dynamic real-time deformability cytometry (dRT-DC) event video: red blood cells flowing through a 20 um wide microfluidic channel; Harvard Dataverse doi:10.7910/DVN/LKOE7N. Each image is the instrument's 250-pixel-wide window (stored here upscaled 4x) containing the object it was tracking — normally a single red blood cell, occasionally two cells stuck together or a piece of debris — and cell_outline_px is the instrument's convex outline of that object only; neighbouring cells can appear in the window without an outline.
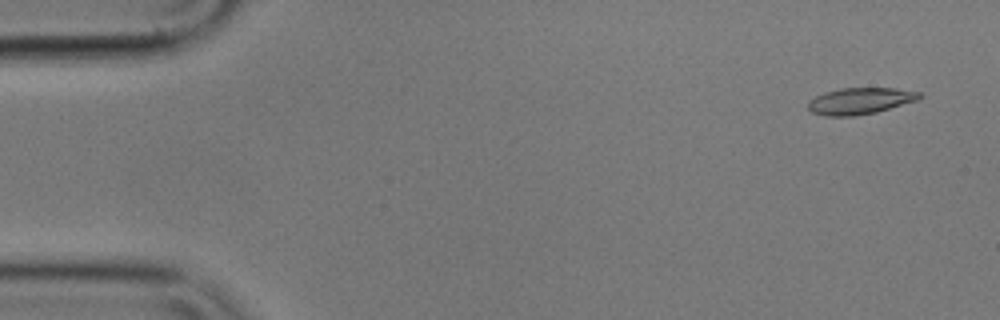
{"species": "common noctule bat (a hibernating species)", "species_latin": "Nyctalus noctula", "temperature_condition": "cold", "stored_images_in_passage": 56, "camera_frame_rate_fps": 3000, "um_per_image_px": 0.085, "animal": {"sex": "male", "body_mass_g": 17.9}, "frame": {"image": 1, "passage_image": 3, "time_ms": 0.667, "image_size_px": [1000, 320], "cell_outline_px": [[924, 96], [916, 100], [876, 112], [856, 116], [824, 116], [812, 112], [808, 108], [808, 100], [824, 92], [840, 88], [896, 88], [920, 92]], "centroid_in_image_um": [73.08, 8.58], "position_along_channel_um": 11.9, "area_um2": 17.22}}
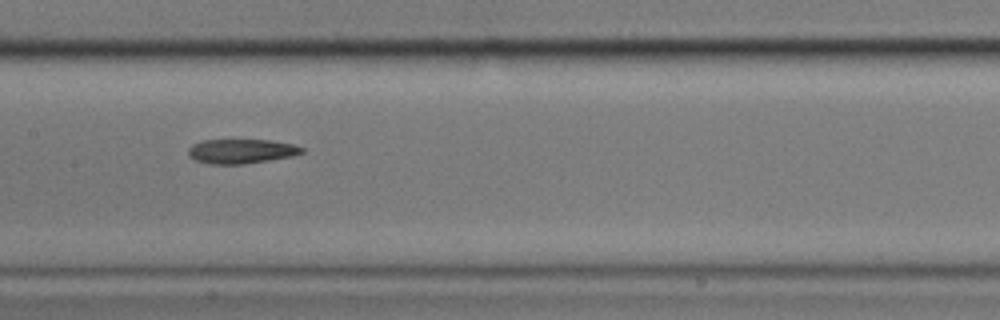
{"frame": {"image": 2, "passage_image": 27, "time_ms": 8.667, "image_size_px": [1000, 320], "cell_outline_px": [[304, 152], [292, 156], [244, 164], [208, 164], [192, 160], [188, 156], [188, 148], [192, 144], [204, 140], [272, 140], [292, 144], [304, 148]], "centroid_in_image_um": [20.46, 12.86], "position_along_channel_um": 186.9, "area_um2": 16.3}}
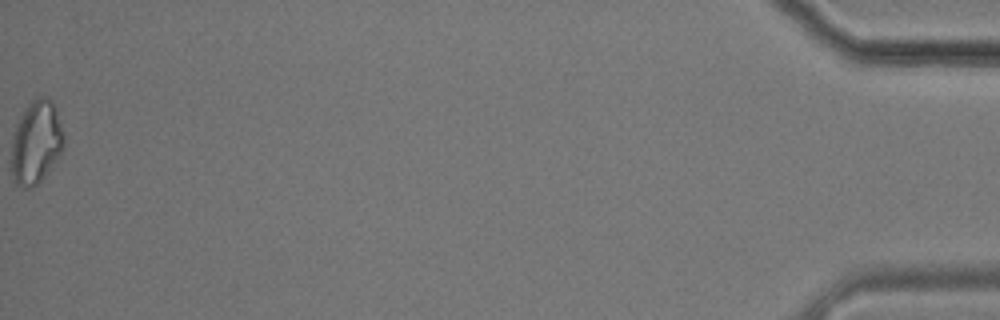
{"frame": {"image": 3, "passage_image": 56, "time_ms": 18.333, "image_size_px": [1000, 320], "cell_outline_px": [[64, 148], [60, 156], [44, 176], [36, 184], [28, 188], [24, 188], [16, 184], [12, 180], [12, 136], [16, 124], [24, 108], [36, 96], [48, 96], [52, 100], [56, 108], [64, 132]], "centroid_in_image_um": [3.09, 12.06], "position_along_channel_um": 432.1, "area_um2": 25.78}, "authors_computed_cell_mechanics": {"area_um2": 17.7157, "velocity_mm_per_s": 3.5669, "shape_relaxation_time_tau1_ms": null, "shape_relaxation_time_tau2_ms": 11.0874, "deformation_change_tau1": null, "deformation_change_tau2": 0.2117}}